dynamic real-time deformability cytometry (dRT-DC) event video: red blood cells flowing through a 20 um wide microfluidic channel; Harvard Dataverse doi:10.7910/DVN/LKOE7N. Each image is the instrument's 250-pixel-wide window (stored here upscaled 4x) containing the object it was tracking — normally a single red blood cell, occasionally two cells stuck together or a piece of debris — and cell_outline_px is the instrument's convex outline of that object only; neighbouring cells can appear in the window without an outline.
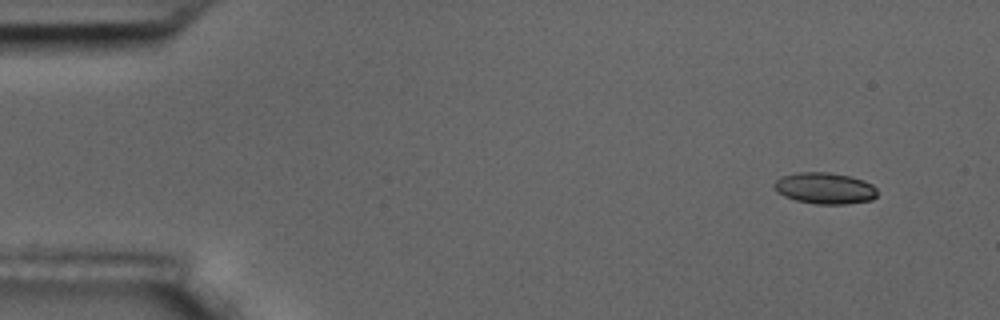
{"species": "common noctule bat (a hibernating species)", "species_latin": "Nyctalus noctula", "temperature_condition": "room temperature", "stored_images_in_passage": 8, "camera_frame_rate_fps": 3000, "um_per_image_px": 0.085, "animal": {"sex": "male", "body_mass_g": 17.5, "forearm_length_mm": 52.3}, "frame": {"image": 1, "passage_image": 1, "time_ms": 0.0, "image_size_px": [1000, 320], "cell_outline_px": [[876, 196], [872, 200], [844, 204], [816, 204], [796, 200], [784, 196], [776, 192], [772, 184], [776, 180], [784, 176], [800, 172], [828, 172], [848, 176], [864, 180], [872, 184], [876, 188]], "centroid_in_image_um": [70.1, 16.0], "position_along_channel_um": 14.9, "area_um2": 18.79}}
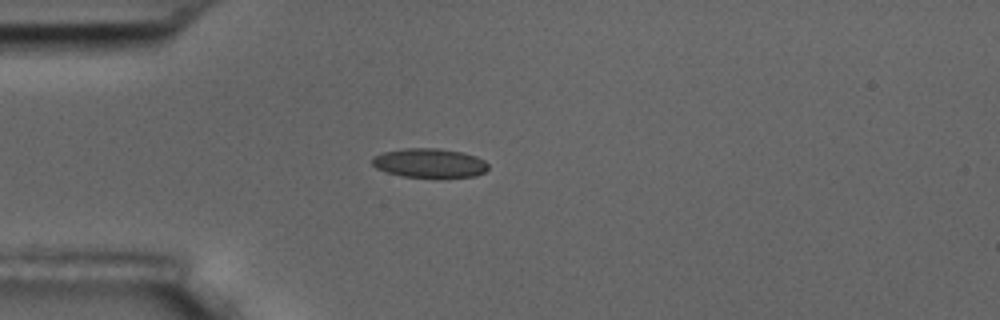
{"frame": {"image": 2, "passage_image": 4, "time_ms": 3.667, "image_size_px": [1000, 320], "cell_outline_px": [[488, 168], [484, 172], [476, 176], [440, 180], [404, 176], [388, 172], [376, 168], [372, 164], [372, 156], [384, 152], [404, 148], [436, 148], [460, 152], [476, 156], [484, 160], [488, 164]], "centroid_in_image_um": [36.54, 13.9], "position_along_channel_um": 48.5, "area_um2": 20.35}}
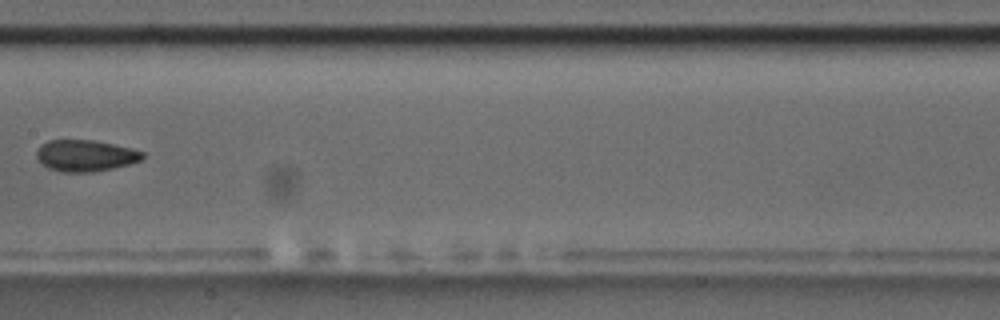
{"frame": {"image": 3, "passage_image": 8, "time_ms": 8.333, "image_size_px": [1000, 320], "cell_outline_px": [[144, 156], [140, 160], [128, 164], [112, 168], [92, 172], [60, 172], [48, 168], [36, 156], [36, 152], [48, 140], [92, 140], [132, 148], [144, 152]], "centroid_in_image_um": [7.27, 13.23], "position_along_channel_um": 200.1, "area_um2": 19.13}}